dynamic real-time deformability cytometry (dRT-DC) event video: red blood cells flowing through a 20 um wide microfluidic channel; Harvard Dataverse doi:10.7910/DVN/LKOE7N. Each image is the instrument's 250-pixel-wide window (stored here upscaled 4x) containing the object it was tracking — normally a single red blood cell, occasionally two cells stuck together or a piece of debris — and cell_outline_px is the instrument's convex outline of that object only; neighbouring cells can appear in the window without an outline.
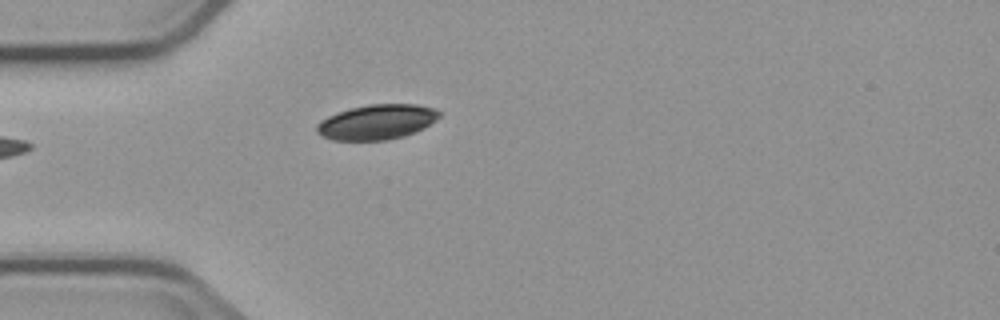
{"species": "common noctule bat (a hibernating species)", "species_latin": "Nyctalus noctula", "temperature_condition": "cold", "stored_images_in_passage": 1, "camera_frame_rate_fps": 3000, "um_per_image_px": 0.085, "animal": {"sex": "male", "body_mass_g": 23.1, "forearm_length_mm": 52.7}, "frame": {"image": 1, "passage_image": 1, "time_ms": 0.0, "image_size_px": [1000, 320], "cell_outline_px": [[440, 116], [436, 120], [424, 128], [404, 136], [388, 140], [332, 140], [320, 136], [316, 132], [316, 124], [320, 120], [336, 112], [348, 108], [368, 104], [416, 104], [436, 108], [440, 112]], "centroid_in_image_um": [32.01, 10.36], "position_along_channel_um": 53.0, "area_um2": 25.32}}